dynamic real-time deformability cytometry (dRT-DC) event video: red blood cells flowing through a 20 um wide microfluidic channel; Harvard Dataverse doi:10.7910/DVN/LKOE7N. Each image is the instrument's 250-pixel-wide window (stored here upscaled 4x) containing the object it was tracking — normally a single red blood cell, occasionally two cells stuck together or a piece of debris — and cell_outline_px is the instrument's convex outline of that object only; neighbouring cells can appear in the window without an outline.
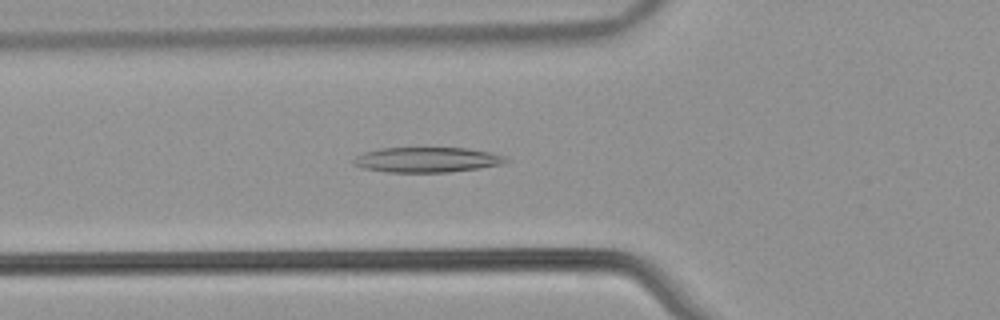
{"species": "common noctule bat (a hibernating species)", "species_latin": "Nyctalus noctula", "temperature_condition": "warm", "stored_images_in_passage": 54, "camera_frame_rate_fps": 3000, "um_per_image_px": 0.085, "animal": {"sex": "male", "body_mass_g": 21.5, "forearm_length_mm": 52.0}, "frame": {"image": 1, "passage_image": 20, "time_ms": 6.333, "image_size_px": [1000, 320], "cell_outline_px": [[508, 160], [504, 164], [480, 168], [448, 172], [388, 172], [364, 168], [352, 164], [352, 160], [356, 156], [364, 152], [380, 148], [468, 148], [488, 152], [504, 156]], "centroid_in_image_um": [36.28, 13.58], "position_along_channel_um": 89.5, "area_um2": 22.25}}
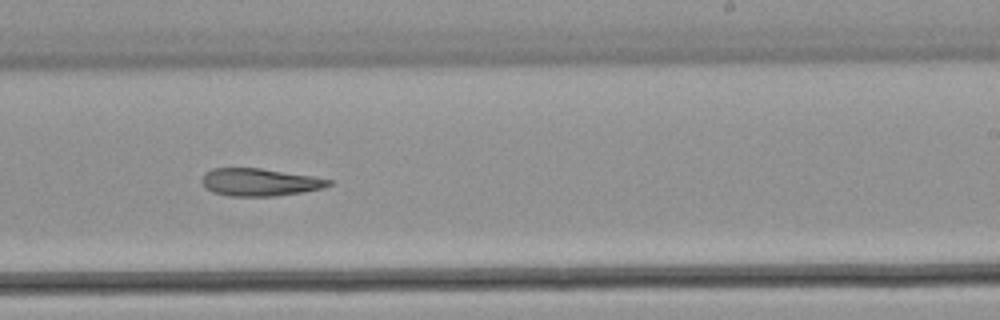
{"frame": {"image": 2, "passage_image": 34, "time_ms": 11.0, "image_size_px": [1000, 320], "cell_outline_px": [[332, 184], [324, 188], [304, 192], [276, 196], [228, 196], [212, 192], [204, 188], [200, 180], [204, 172], [212, 168], [260, 168], [312, 176], [332, 180]], "centroid_in_image_um": [22.03, 15.49], "position_along_channel_um": 267.0, "area_um2": 20.63}}
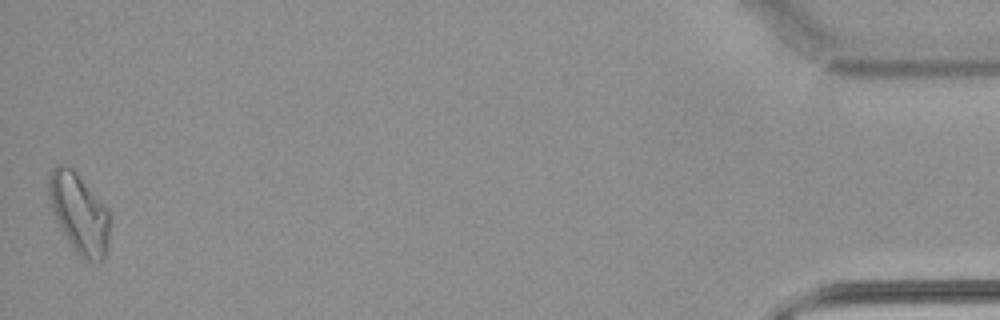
{"frame": {"image": 3, "passage_image": 54, "time_ms": 17.667, "image_size_px": [1000, 320], "cell_outline_px": [[108, 248], [104, 256], [100, 260], [84, 260], [76, 252], [60, 228], [52, 212], [48, 192], [48, 180], [52, 168], [56, 164], [64, 164], [72, 168], [76, 172], [108, 212]], "centroid_in_image_um": [6.67, 18.11], "position_along_channel_um": 428.5, "area_um2": 27.69}}